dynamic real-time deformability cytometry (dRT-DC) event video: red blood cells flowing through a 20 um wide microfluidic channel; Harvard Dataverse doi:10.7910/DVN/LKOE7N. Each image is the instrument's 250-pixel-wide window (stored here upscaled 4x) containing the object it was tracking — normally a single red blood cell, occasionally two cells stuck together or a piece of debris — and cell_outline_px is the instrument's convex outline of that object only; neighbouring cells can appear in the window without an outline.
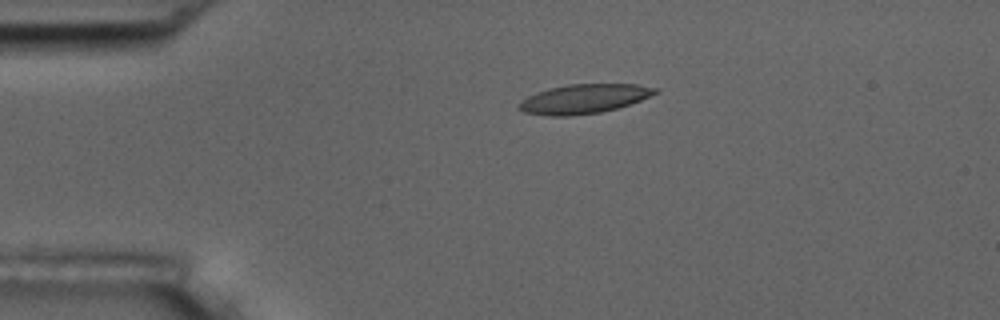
{"species": "common noctule bat (a hibernating species)", "species_latin": "Nyctalus noctula", "temperature_condition": "room temperature", "stored_images_in_passage": 2, "camera_frame_rate_fps": 3000, "um_per_image_px": 0.085, "animal": {"sex": "male", "body_mass_g": 17.5, "forearm_length_mm": 52.3}, "frame": {"image": 1, "passage_image": 1, "time_ms": 0.0, "image_size_px": [1000, 320], "cell_outline_px": [[660, 92], [640, 100], [616, 108], [600, 112], [568, 116], [548, 116], [524, 112], [516, 108], [520, 100], [536, 92], [548, 88], [568, 84], [636, 84], [656, 88]], "centroid_in_image_um": [49.58, 8.4], "position_along_channel_um": 35.4, "area_um2": 23.24}}